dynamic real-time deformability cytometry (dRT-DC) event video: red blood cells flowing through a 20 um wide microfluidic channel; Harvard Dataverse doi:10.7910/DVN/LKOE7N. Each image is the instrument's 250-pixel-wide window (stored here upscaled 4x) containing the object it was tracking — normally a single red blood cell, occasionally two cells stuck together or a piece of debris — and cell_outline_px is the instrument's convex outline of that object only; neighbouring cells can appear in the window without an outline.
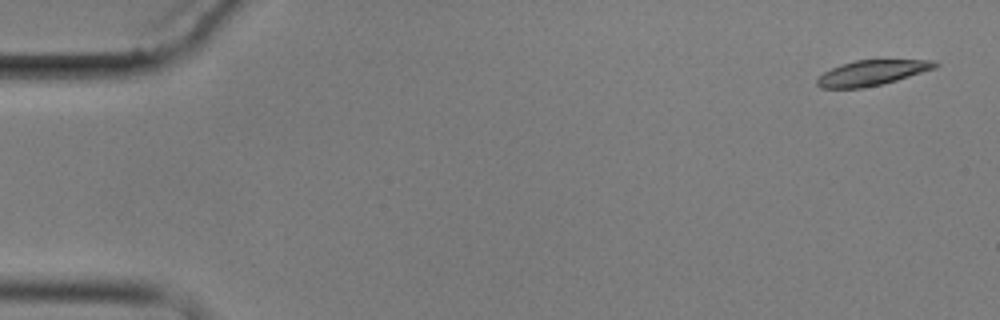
{"species": "common noctule bat (a hibernating species)", "species_latin": "Nyctalus noctula", "temperature_condition": "cold", "stored_images_in_passage": 6, "camera_frame_rate_fps": 3000, "um_per_image_px": 0.085, "animal": {"sex": "male", "body_mass_g": 17.9}, "frame": {"image": 1, "passage_image": 1, "time_ms": 0.0, "image_size_px": [1000, 320], "cell_outline_px": [[940, 64], [936, 68], [896, 80], [864, 88], [820, 88], [816, 84], [816, 80], [824, 72], [840, 64], [856, 60], [932, 60]], "centroid_in_image_um": [74.1, 6.19], "position_along_channel_um": 10.9, "area_um2": 17.22}}
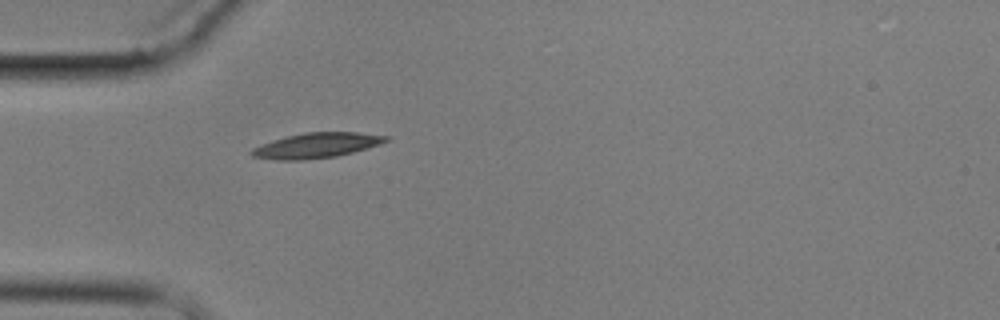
{"frame": {"image": 2, "passage_image": 5, "time_ms": 5.0, "image_size_px": [1000, 320], "cell_outline_px": [[388, 140], [380, 144], [368, 148], [336, 156], [304, 160], [276, 160], [252, 156], [248, 152], [252, 148], [260, 144], [272, 140], [304, 132], [356, 132], [388, 136]], "centroid_in_image_um": [26.86, 12.36], "position_along_channel_um": 58.1, "area_um2": 19.65}}